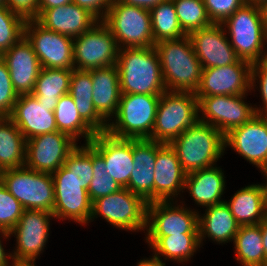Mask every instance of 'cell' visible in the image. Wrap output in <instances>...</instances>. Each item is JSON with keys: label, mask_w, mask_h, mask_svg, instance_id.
<instances>
[{"label": "cell", "mask_w": 267, "mask_h": 266, "mask_svg": "<svg viewBox=\"0 0 267 266\" xmlns=\"http://www.w3.org/2000/svg\"><path fill=\"white\" fill-rule=\"evenodd\" d=\"M116 66L121 94L161 95L167 91L155 47L121 48Z\"/></svg>", "instance_id": "6da1fadb"}, {"label": "cell", "mask_w": 267, "mask_h": 266, "mask_svg": "<svg viewBox=\"0 0 267 266\" xmlns=\"http://www.w3.org/2000/svg\"><path fill=\"white\" fill-rule=\"evenodd\" d=\"M154 47L160 59L166 90L195 93L200 84L203 67L189 36L164 40L156 43Z\"/></svg>", "instance_id": "7a4b0ae2"}, {"label": "cell", "mask_w": 267, "mask_h": 266, "mask_svg": "<svg viewBox=\"0 0 267 266\" xmlns=\"http://www.w3.org/2000/svg\"><path fill=\"white\" fill-rule=\"evenodd\" d=\"M169 145L175 151L184 171L212 167L225 152V135L211 124L197 121Z\"/></svg>", "instance_id": "3957f363"}, {"label": "cell", "mask_w": 267, "mask_h": 266, "mask_svg": "<svg viewBox=\"0 0 267 266\" xmlns=\"http://www.w3.org/2000/svg\"><path fill=\"white\" fill-rule=\"evenodd\" d=\"M222 26L227 28L225 32L230 34L229 42L239 59L254 64L267 56L263 8L245 3L229 16Z\"/></svg>", "instance_id": "277c9868"}, {"label": "cell", "mask_w": 267, "mask_h": 266, "mask_svg": "<svg viewBox=\"0 0 267 266\" xmlns=\"http://www.w3.org/2000/svg\"><path fill=\"white\" fill-rule=\"evenodd\" d=\"M160 96L121 94L115 118L106 132L117 138L152 140Z\"/></svg>", "instance_id": "5b68a950"}, {"label": "cell", "mask_w": 267, "mask_h": 266, "mask_svg": "<svg viewBox=\"0 0 267 266\" xmlns=\"http://www.w3.org/2000/svg\"><path fill=\"white\" fill-rule=\"evenodd\" d=\"M198 113L194 92L165 91L157 106L152 140L169 144L198 121Z\"/></svg>", "instance_id": "8992f818"}, {"label": "cell", "mask_w": 267, "mask_h": 266, "mask_svg": "<svg viewBox=\"0 0 267 266\" xmlns=\"http://www.w3.org/2000/svg\"><path fill=\"white\" fill-rule=\"evenodd\" d=\"M121 48L154 47L150 10L113 0L102 20Z\"/></svg>", "instance_id": "52a82bcc"}, {"label": "cell", "mask_w": 267, "mask_h": 266, "mask_svg": "<svg viewBox=\"0 0 267 266\" xmlns=\"http://www.w3.org/2000/svg\"><path fill=\"white\" fill-rule=\"evenodd\" d=\"M0 181L24 209L53 213L55 193L52 174L23 166L1 171Z\"/></svg>", "instance_id": "ba28073f"}, {"label": "cell", "mask_w": 267, "mask_h": 266, "mask_svg": "<svg viewBox=\"0 0 267 266\" xmlns=\"http://www.w3.org/2000/svg\"><path fill=\"white\" fill-rule=\"evenodd\" d=\"M101 217L110 225L126 231H145L147 202L127 188L92 202V219Z\"/></svg>", "instance_id": "9c48e42d"}, {"label": "cell", "mask_w": 267, "mask_h": 266, "mask_svg": "<svg viewBox=\"0 0 267 266\" xmlns=\"http://www.w3.org/2000/svg\"><path fill=\"white\" fill-rule=\"evenodd\" d=\"M73 49L74 69L86 71L116 65L119 53L114 35L102 20L75 37Z\"/></svg>", "instance_id": "30bf717a"}, {"label": "cell", "mask_w": 267, "mask_h": 266, "mask_svg": "<svg viewBox=\"0 0 267 266\" xmlns=\"http://www.w3.org/2000/svg\"><path fill=\"white\" fill-rule=\"evenodd\" d=\"M55 202L53 215L57 219H71L81 225L90 222L92 202L88 191L76 176L64 166L52 174Z\"/></svg>", "instance_id": "8fae6325"}, {"label": "cell", "mask_w": 267, "mask_h": 266, "mask_svg": "<svg viewBox=\"0 0 267 266\" xmlns=\"http://www.w3.org/2000/svg\"><path fill=\"white\" fill-rule=\"evenodd\" d=\"M24 36L32 44L41 67L74 69L73 38L45 28L35 18L26 20Z\"/></svg>", "instance_id": "7c38bea8"}, {"label": "cell", "mask_w": 267, "mask_h": 266, "mask_svg": "<svg viewBox=\"0 0 267 266\" xmlns=\"http://www.w3.org/2000/svg\"><path fill=\"white\" fill-rule=\"evenodd\" d=\"M69 135L55 131L26 140L25 167L53 174L63 166L69 153L77 146Z\"/></svg>", "instance_id": "4fadbf2b"}, {"label": "cell", "mask_w": 267, "mask_h": 266, "mask_svg": "<svg viewBox=\"0 0 267 266\" xmlns=\"http://www.w3.org/2000/svg\"><path fill=\"white\" fill-rule=\"evenodd\" d=\"M173 201L147 203L146 237H163L180 233H198L199 213Z\"/></svg>", "instance_id": "5bb4252c"}, {"label": "cell", "mask_w": 267, "mask_h": 266, "mask_svg": "<svg viewBox=\"0 0 267 266\" xmlns=\"http://www.w3.org/2000/svg\"><path fill=\"white\" fill-rule=\"evenodd\" d=\"M252 64L238 59L233 64L202 70L195 96L240 95L251 91Z\"/></svg>", "instance_id": "9a60e30c"}, {"label": "cell", "mask_w": 267, "mask_h": 266, "mask_svg": "<svg viewBox=\"0 0 267 266\" xmlns=\"http://www.w3.org/2000/svg\"><path fill=\"white\" fill-rule=\"evenodd\" d=\"M53 217L55 219L51 212L25 209L17 224L9 232L10 236H16V248L11 256L36 260L48 242L50 220Z\"/></svg>", "instance_id": "2e32d148"}, {"label": "cell", "mask_w": 267, "mask_h": 266, "mask_svg": "<svg viewBox=\"0 0 267 266\" xmlns=\"http://www.w3.org/2000/svg\"><path fill=\"white\" fill-rule=\"evenodd\" d=\"M231 147L258 169L267 168V116L255 115L225 135V147Z\"/></svg>", "instance_id": "e0dca14e"}, {"label": "cell", "mask_w": 267, "mask_h": 266, "mask_svg": "<svg viewBox=\"0 0 267 266\" xmlns=\"http://www.w3.org/2000/svg\"><path fill=\"white\" fill-rule=\"evenodd\" d=\"M88 144L104 159L107 174L122 188H127L134 169L133 139L117 138L101 132Z\"/></svg>", "instance_id": "ac0fdd59"}, {"label": "cell", "mask_w": 267, "mask_h": 266, "mask_svg": "<svg viewBox=\"0 0 267 266\" xmlns=\"http://www.w3.org/2000/svg\"><path fill=\"white\" fill-rule=\"evenodd\" d=\"M188 36L203 69L233 64L239 59L222 24L212 23Z\"/></svg>", "instance_id": "d6986e66"}, {"label": "cell", "mask_w": 267, "mask_h": 266, "mask_svg": "<svg viewBox=\"0 0 267 266\" xmlns=\"http://www.w3.org/2000/svg\"><path fill=\"white\" fill-rule=\"evenodd\" d=\"M0 57L9 69L11 82L17 94H32L42 67L27 38L23 36Z\"/></svg>", "instance_id": "ffe728a7"}, {"label": "cell", "mask_w": 267, "mask_h": 266, "mask_svg": "<svg viewBox=\"0 0 267 266\" xmlns=\"http://www.w3.org/2000/svg\"><path fill=\"white\" fill-rule=\"evenodd\" d=\"M154 172V202L174 201L184 192L187 173L169 144L157 142Z\"/></svg>", "instance_id": "44dd1931"}, {"label": "cell", "mask_w": 267, "mask_h": 266, "mask_svg": "<svg viewBox=\"0 0 267 266\" xmlns=\"http://www.w3.org/2000/svg\"><path fill=\"white\" fill-rule=\"evenodd\" d=\"M9 118L19 128L25 140L34 136L58 131L54 111L33 94L19 95Z\"/></svg>", "instance_id": "7402d4cb"}, {"label": "cell", "mask_w": 267, "mask_h": 266, "mask_svg": "<svg viewBox=\"0 0 267 266\" xmlns=\"http://www.w3.org/2000/svg\"><path fill=\"white\" fill-rule=\"evenodd\" d=\"M157 142L133 139V165L127 189L140 195L147 203L154 202V174Z\"/></svg>", "instance_id": "603a6c76"}, {"label": "cell", "mask_w": 267, "mask_h": 266, "mask_svg": "<svg viewBox=\"0 0 267 266\" xmlns=\"http://www.w3.org/2000/svg\"><path fill=\"white\" fill-rule=\"evenodd\" d=\"M35 19L45 28L73 39L99 21L87 9L73 2L43 10Z\"/></svg>", "instance_id": "cb8c5ba5"}, {"label": "cell", "mask_w": 267, "mask_h": 266, "mask_svg": "<svg viewBox=\"0 0 267 266\" xmlns=\"http://www.w3.org/2000/svg\"><path fill=\"white\" fill-rule=\"evenodd\" d=\"M93 105L109 123L116 114L120 101L119 72L116 65L91 70Z\"/></svg>", "instance_id": "d4e9b609"}, {"label": "cell", "mask_w": 267, "mask_h": 266, "mask_svg": "<svg viewBox=\"0 0 267 266\" xmlns=\"http://www.w3.org/2000/svg\"><path fill=\"white\" fill-rule=\"evenodd\" d=\"M225 176L215 165L190 172L186 176L185 189L197 205L208 207L224 202L221 197L226 189Z\"/></svg>", "instance_id": "484cf974"}, {"label": "cell", "mask_w": 267, "mask_h": 266, "mask_svg": "<svg viewBox=\"0 0 267 266\" xmlns=\"http://www.w3.org/2000/svg\"><path fill=\"white\" fill-rule=\"evenodd\" d=\"M240 225L232 215L229 206L224 202L208 206L205 213L198 216V233L200 245L206 236L214 242H232Z\"/></svg>", "instance_id": "4316f807"}, {"label": "cell", "mask_w": 267, "mask_h": 266, "mask_svg": "<svg viewBox=\"0 0 267 266\" xmlns=\"http://www.w3.org/2000/svg\"><path fill=\"white\" fill-rule=\"evenodd\" d=\"M92 92L91 70L73 69L68 93L72 96L79 115L96 133L106 132L108 122L96 111Z\"/></svg>", "instance_id": "83f0119b"}, {"label": "cell", "mask_w": 267, "mask_h": 266, "mask_svg": "<svg viewBox=\"0 0 267 266\" xmlns=\"http://www.w3.org/2000/svg\"><path fill=\"white\" fill-rule=\"evenodd\" d=\"M225 203L240 226L260 224L267 217L260 184L241 188Z\"/></svg>", "instance_id": "f1b7e54d"}, {"label": "cell", "mask_w": 267, "mask_h": 266, "mask_svg": "<svg viewBox=\"0 0 267 266\" xmlns=\"http://www.w3.org/2000/svg\"><path fill=\"white\" fill-rule=\"evenodd\" d=\"M150 249L157 257H165L166 260L177 261V263L191 260L196 250L201 247L199 233H180L163 237H146Z\"/></svg>", "instance_id": "f546056e"}, {"label": "cell", "mask_w": 267, "mask_h": 266, "mask_svg": "<svg viewBox=\"0 0 267 266\" xmlns=\"http://www.w3.org/2000/svg\"><path fill=\"white\" fill-rule=\"evenodd\" d=\"M73 69L41 68L32 94L54 111L58 99L68 94Z\"/></svg>", "instance_id": "4dcf8cb0"}, {"label": "cell", "mask_w": 267, "mask_h": 266, "mask_svg": "<svg viewBox=\"0 0 267 266\" xmlns=\"http://www.w3.org/2000/svg\"><path fill=\"white\" fill-rule=\"evenodd\" d=\"M26 140L9 117H0V172L25 165Z\"/></svg>", "instance_id": "1f68e13d"}, {"label": "cell", "mask_w": 267, "mask_h": 266, "mask_svg": "<svg viewBox=\"0 0 267 266\" xmlns=\"http://www.w3.org/2000/svg\"><path fill=\"white\" fill-rule=\"evenodd\" d=\"M56 126L59 132L69 135L76 142L81 137L88 144L97 134L79 115L72 96L68 93L58 99L54 109Z\"/></svg>", "instance_id": "d6a6232c"}, {"label": "cell", "mask_w": 267, "mask_h": 266, "mask_svg": "<svg viewBox=\"0 0 267 266\" xmlns=\"http://www.w3.org/2000/svg\"><path fill=\"white\" fill-rule=\"evenodd\" d=\"M233 243L235 258L242 266H265L260 224L240 226Z\"/></svg>", "instance_id": "836d02e7"}, {"label": "cell", "mask_w": 267, "mask_h": 266, "mask_svg": "<svg viewBox=\"0 0 267 266\" xmlns=\"http://www.w3.org/2000/svg\"><path fill=\"white\" fill-rule=\"evenodd\" d=\"M154 44L164 40L181 39L186 36L177 19L172 0L160 2L150 9Z\"/></svg>", "instance_id": "e575fe53"}, {"label": "cell", "mask_w": 267, "mask_h": 266, "mask_svg": "<svg viewBox=\"0 0 267 266\" xmlns=\"http://www.w3.org/2000/svg\"><path fill=\"white\" fill-rule=\"evenodd\" d=\"M177 19L186 35L212 24L203 0H172Z\"/></svg>", "instance_id": "d590c367"}, {"label": "cell", "mask_w": 267, "mask_h": 266, "mask_svg": "<svg viewBox=\"0 0 267 266\" xmlns=\"http://www.w3.org/2000/svg\"><path fill=\"white\" fill-rule=\"evenodd\" d=\"M196 97L198 98V112H200L198 113V121L215 126L226 135L228 95Z\"/></svg>", "instance_id": "8d00e7d4"}, {"label": "cell", "mask_w": 267, "mask_h": 266, "mask_svg": "<svg viewBox=\"0 0 267 266\" xmlns=\"http://www.w3.org/2000/svg\"><path fill=\"white\" fill-rule=\"evenodd\" d=\"M26 20L23 15L10 10L6 5L0 6V55L24 36Z\"/></svg>", "instance_id": "74e56055"}, {"label": "cell", "mask_w": 267, "mask_h": 266, "mask_svg": "<svg viewBox=\"0 0 267 266\" xmlns=\"http://www.w3.org/2000/svg\"><path fill=\"white\" fill-rule=\"evenodd\" d=\"M92 165L93 179L87 190L91 202L122 189V187L107 174L104 159L93 148Z\"/></svg>", "instance_id": "f35d334b"}, {"label": "cell", "mask_w": 267, "mask_h": 266, "mask_svg": "<svg viewBox=\"0 0 267 266\" xmlns=\"http://www.w3.org/2000/svg\"><path fill=\"white\" fill-rule=\"evenodd\" d=\"M63 166L76 176L84 189L88 190L93 179L92 147L89 144L77 145L69 153Z\"/></svg>", "instance_id": "ab89813d"}, {"label": "cell", "mask_w": 267, "mask_h": 266, "mask_svg": "<svg viewBox=\"0 0 267 266\" xmlns=\"http://www.w3.org/2000/svg\"><path fill=\"white\" fill-rule=\"evenodd\" d=\"M22 204L0 181V230L10 232L24 211Z\"/></svg>", "instance_id": "60d3db41"}, {"label": "cell", "mask_w": 267, "mask_h": 266, "mask_svg": "<svg viewBox=\"0 0 267 266\" xmlns=\"http://www.w3.org/2000/svg\"><path fill=\"white\" fill-rule=\"evenodd\" d=\"M246 95H228L227 133L238 126H242L257 115L255 107L252 104L249 106L248 103H245L244 97Z\"/></svg>", "instance_id": "b9f144b4"}, {"label": "cell", "mask_w": 267, "mask_h": 266, "mask_svg": "<svg viewBox=\"0 0 267 266\" xmlns=\"http://www.w3.org/2000/svg\"><path fill=\"white\" fill-rule=\"evenodd\" d=\"M19 95L11 82L9 69L0 57V117H9Z\"/></svg>", "instance_id": "7bdbcfd3"}, {"label": "cell", "mask_w": 267, "mask_h": 266, "mask_svg": "<svg viewBox=\"0 0 267 266\" xmlns=\"http://www.w3.org/2000/svg\"><path fill=\"white\" fill-rule=\"evenodd\" d=\"M208 18L212 23L222 24L245 0H203Z\"/></svg>", "instance_id": "ee69618b"}, {"label": "cell", "mask_w": 267, "mask_h": 266, "mask_svg": "<svg viewBox=\"0 0 267 266\" xmlns=\"http://www.w3.org/2000/svg\"><path fill=\"white\" fill-rule=\"evenodd\" d=\"M256 83L259 84L260 95L264 105L262 108L254 105L256 106L255 110L257 114L267 116V56H264L260 61L252 64L251 89L257 86Z\"/></svg>", "instance_id": "f6af8a7d"}, {"label": "cell", "mask_w": 267, "mask_h": 266, "mask_svg": "<svg viewBox=\"0 0 267 266\" xmlns=\"http://www.w3.org/2000/svg\"><path fill=\"white\" fill-rule=\"evenodd\" d=\"M113 0H73V3L87 9L98 20H103L107 15Z\"/></svg>", "instance_id": "bcb514c9"}, {"label": "cell", "mask_w": 267, "mask_h": 266, "mask_svg": "<svg viewBox=\"0 0 267 266\" xmlns=\"http://www.w3.org/2000/svg\"><path fill=\"white\" fill-rule=\"evenodd\" d=\"M39 0H6V6L26 19L37 17V7Z\"/></svg>", "instance_id": "7dc6e473"}, {"label": "cell", "mask_w": 267, "mask_h": 266, "mask_svg": "<svg viewBox=\"0 0 267 266\" xmlns=\"http://www.w3.org/2000/svg\"><path fill=\"white\" fill-rule=\"evenodd\" d=\"M73 0H39L37 7V16L46 9L55 8L72 3Z\"/></svg>", "instance_id": "c3c4849f"}, {"label": "cell", "mask_w": 267, "mask_h": 266, "mask_svg": "<svg viewBox=\"0 0 267 266\" xmlns=\"http://www.w3.org/2000/svg\"><path fill=\"white\" fill-rule=\"evenodd\" d=\"M118 1L127 5L138 6L150 10L151 8L157 6L160 2H163L165 0H118Z\"/></svg>", "instance_id": "681fc988"}, {"label": "cell", "mask_w": 267, "mask_h": 266, "mask_svg": "<svg viewBox=\"0 0 267 266\" xmlns=\"http://www.w3.org/2000/svg\"><path fill=\"white\" fill-rule=\"evenodd\" d=\"M0 237H4L5 239H9V237L11 238V236L9 235V232L4 231V230H0ZM2 240L0 239V266H7L9 264V261L11 259V252H9V254H7L4 250V246L1 242ZM9 259V260H8Z\"/></svg>", "instance_id": "f907efd6"}, {"label": "cell", "mask_w": 267, "mask_h": 266, "mask_svg": "<svg viewBox=\"0 0 267 266\" xmlns=\"http://www.w3.org/2000/svg\"><path fill=\"white\" fill-rule=\"evenodd\" d=\"M152 258L142 259L137 263V266H165L166 264L163 262L162 258L157 257L155 255L151 256Z\"/></svg>", "instance_id": "816d5d0a"}, {"label": "cell", "mask_w": 267, "mask_h": 266, "mask_svg": "<svg viewBox=\"0 0 267 266\" xmlns=\"http://www.w3.org/2000/svg\"><path fill=\"white\" fill-rule=\"evenodd\" d=\"M262 233V243L265 253V266H267V217L260 223Z\"/></svg>", "instance_id": "f5cc1de1"}, {"label": "cell", "mask_w": 267, "mask_h": 266, "mask_svg": "<svg viewBox=\"0 0 267 266\" xmlns=\"http://www.w3.org/2000/svg\"><path fill=\"white\" fill-rule=\"evenodd\" d=\"M11 265L10 262L7 266H36L35 265V261L34 259H18V258H14L11 257Z\"/></svg>", "instance_id": "db71d44e"}, {"label": "cell", "mask_w": 267, "mask_h": 266, "mask_svg": "<svg viewBox=\"0 0 267 266\" xmlns=\"http://www.w3.org/2000/svg\"><path fill=\"white\" fill-rule=\"evenodd\" d=\"M260 171L262 172L263 176L266 177L265 184L264 183L262 185L260 184V186H261L262 194H263L264 207H265V210L267 212V168L266 169H262Z\"/></svg>", "instance_id": "11a10c76"}, {"label": "cell", "mask_w": 267, "mask_h": 266, "mask_svg": "<svg viewBox=\"0 0 267 266\" xmlns=\"http://www.w3.org/2000/svg\"><path fill=\"white\" fill-rule=\"evenodd\" d=\"M245 2L261 8L267 5V0H245Z\"/></svg>", "instance_id": "9f6ffc18"}, {"label": "cell", "mask_w": 267, "mask_h": 266, "mask_svg": "<svg viewBox=\"0 0 267 266\" xmlns=\"http://www.w3.org/2000/svg\"><path fill=\"white\" fill-rule=\"evenodd\" d=\"M263 11L265 17L266 33H267V5L263 8Z\"/></svg>", "instance_id": "6f0895ef"}, {"label": "cell", "mask_w": 267, "mask_h": 266, "mask_svg": "<svg viewBox=\"0 0 267 266\" xmlns=\"http://www.w3.org/2000/svg\"><path fill=\"white\" fill-rule=\"evenodd\" d=\"M6 5V0H0V6H5Z\"/></svg>", "instance_id": "680465c9"}]
</instances>
